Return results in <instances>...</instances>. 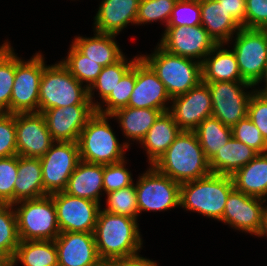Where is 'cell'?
Here are the masks:
<instances>
[{"instance_id":"6da1fadb","label":"cell","mask_w":267,"mask_h":266,"mask_svg":"<svg viewBox=\"0 0 267 266\" xmlns=\"http://www.w3.org/2000/svg\"><path fill=\"white\" fill-rule=\"evenodd\" d=\"M138 219L104 211L97 216L95 243L101 259L119 260L136 255L143 247Z\"/></svg>"},{"instance_id":"7a4b0ae2","label":"cell","mask_w":267,"mask_h":266,"mask_svg":"<svg viewBox=\"0 0 267 266\" xmlns=\"http://www.w3.org/2000/svg\"><path fill=\"white\" fill-rule=\"evenodd\" d=\"M152 166L179 184L200 179L211 173L209 161L194 131H181Z\"/></svg>"},{"instance_id":"3957f363","label":"cell","mask_w":267,"mask_h":266,"mask_svg":"<svg viewBox=\"0 0 267 266\" xmlns=\"http://www.w3.org/2000/svg\"><path fill=\"white\" fill-rule=\"evenodd\" d=\"M233 190L231 176L210 173L180 184V207L220 222L228 196Z\"/></svg>"},{"instance_id":"277c9868","label":"cell","mask_w":267,"mask_h":266,"mask_svg":"<svg viewBox=\"0 0 267 266\" xmlns=\"http://www.w3.org/2000/svg\"><path fill=\"white\" fill-rule=\"evenodd\" d=\"M108 119L113 117L95 112L80 132L78 146L81 161L108 165L126 159L129 147L125 142H119Z\"/></svg>"},{"instance_id":"5b68a950","label":"cell","mask_w":267,"mask_h":266,"mask_svg":"<svg viewBox=\"0 0 267 266\" xmlns=\"http://www.w3.org/2000/svg\"><path fill=\"white\" fill-rule=\"evenodd\" d=\"M140 57L153 69L172 98L185 94L202 81V63L167 52L158 44Z\"/></svg>"},{"instance_id":"8992f818","label":"cell","mask_w":267,"mask_h":266,"mask_svg":"<svg viewBox=\"0 0 267 266\" xmlns=\"http://www.w3.org/2000/svg\"><path fill=\"white\" fill-rule=\"evenodd\" d=\"M76 104H92L88 88L61 61L51 66L46 65L40 81L38 112Z\"/></svg>"},{"instance_id":"52a82bcc","label":"cell","mask_w":267,"mask_h":266,"mask_svg":"<svg viewBox=\"0 0 267 266\" xmlns=\"http://www.w3.org/2000/svg\"><path fill=\"white\" fill-rule=\"evenodd\" d=\"M20 241L55 240L59 234L56 207L51 195L12 204Z\"/></svg>"},{"instance_id":"ba28073f","label":"cell","mask_w":267,"mask_h":266,"mask_svg":"<svg viewBox=\"0 0 267 266\" xmlns=\"http://www.w3.org/2000/svg\"><path fill=\"white\" fill-rule=\"evenodd\" d=\"M46 62L40 51L33 54L28 61L15 53V79L10 98V113L38 112L40 81Z\"/></svg>"},{"instance_id":"9c48e42d","label":"cell","mask_w":267,"mask_h":266,"mask_svg":"<svg viewBox=\"0 0 267 266\" xmlns=\"http://www.w3.org/2000/svg\"><path fill=\"white\" fill-rule=\"evenodd\" d=\"M139 216L142 211H167L180 206V184L152 165L135 184Z\"/></svg>"},{"instance_id":"30bf717a","label":"cell","mask_w":267,"mask_h":266,"mask_svg":"<svg viewBox=\"0 0 267 266\" xmlns=\"http://www.w3.org/2000/svg\"><path fill=\"white\" fill-rule=\"evenodd\" d=\"M230 41L242 79L254 86L267 65V29L242 27Z\"/></svg>"},{"instance_id":"8fae6325","label":"cell","mask_w":267,"mask_h":266,"mask_svg":"<svg viewBox=\"0 0 267 266\" xmlns=\"http://www.w3.org/2000/svg\"><path fill=\"white\" fill-rule=\"evenodd\" d=\"M40 160L43 196L63 192L80 161L78 142L55 141Z\"/></svg>"},{"instance_id":"7c38bea8","label":"cell","mask_w":267,"mask_h":266,"mask_svg":"<svg viewBox=\"0 0 267 266\" xmlns=\"http://www.w3.org/2000/svg\"><path fill=\"white\" fill-rule=\"evenodd\" d=\"M205 83L211 95L212 116L231 128L247 116L248 102L254 92L253 85L246 81ZM249 88L253 90H248Z\"/></svg>"},{"instance_id":"4fadbf2b","label":"cell","mask_w":267,"mask_h":266,"mask_svg":"<svg viewBox=\"0 0 267 266\" xmlns=\"http://www.w3.org/2000/svg\"><path fill=\"white\" fill-rule=\"evenodd\" d=\"M266 201L234 189L228 196L221 222L257 237L267 217Z\"/></svg>"},{"instance_id":"5bb4252c","label":"cell","mask_w":267,"mask_h":266,"mask_svg":"<svg viewBox=\"0 0 267 266\" xmlns=\"http://www.w3.org/2000/svg\"><path fill=\"white\" fill-rule=\"evenodd\" d=\"M56 207L60 232L94 233L101 205L65 191L51 194Z\"/></svg>"},{"instance_id":"9a60e30c","label":"cell","mask_w":267,"mask_h":266,"mask_svg":"<svg viewBox=\"0 0 267 266\" xmlns=\"http://www.w3.org/2000/svg\"><path fill=\"white\" fill-rule=\"evenodd\" d=\"M157 44L169 53L200 63L217 45L202 25L166 27Z\"/></svg>"},{"instance_id":"2e32d148","label":"cell","mask_w":267,"mask_h":266,"mask_svg":"<svg viewBox=\"0 0 267 266\" xmlns=\"http://www.w3.org/2000/svg\"><path fill=\"white\" fill-rule=\"evenodd\" d=\"M168 112L182 131H194L212 116V100L207 83L201 81L185 94L171 99Z\"/></svg>"},{"instance_id":"e0dca14e","label":"cell","mask_w":267,"mask_h":266,"mask_svg":"<svg viewBox=\"0 0 267 266\" xmlns=\"http://www.w3.org/2000/svg\"><path fill=\"white\" fill-rule=\"evenodd\" d=\"M15 127L19 156L40 158L55 142L41 112L16 113Z\"/></svg>"},{"instance_id":"ac0fdd59","label":"cell","mask_w":267,"mask_h":266,"mask_svg":"<svg viewBox=\"0 0 267 266\" xmlns=\"http://www.w3.org/2000/svg\"><path fill=\"white\" fill-rule=\"evenodd\" d=\"M92 104L56 107L42 112L54 141L78 142L80 132L95 114Z\"/></svg>"},{"instance_id":"d6986e66","label":"cell","mask_w":267,"mask_h":266,"mask_svg":"<svg viewBox=\"0 0 267 266\" xmlns=\"http://www.w3.org/2000/svg\"><path fill=\"white\" fill-rule=\"evenodd\" d=\"M171 97L153 69L140 57L136 61V83L129 98V107L151 108L167 112Z\"/></svg>"},{"instance_id":"ffe728a7","label":"cell","mask_w":267,"mask_h":266,"mask_svg":"<svg viewBox=\"0 0 267 266\" xmlns=\"http://www.w3.org/2000/svg\"><path fill=\"white\" fill-rule=\"evenodd\" d=\"M54 242L58 266H91L101 259L94 233L60 232Z\"/></svg>"},{"instance_id":"44dd1931","label":"cell","mask_w":267,"mask_h":266,"mask_svg":"<svg viewBox=\"0 0 267 266\" xmlns=\"http://www.w3.org/2000/svg\"><path fill=\"white\" fill-rule=\"evenodd\" d=\"M140 0H102L96 16L93 31L117 35L128 27L136 25Z\"/></svg>"},{"instance_id":"7402d4cb","label":"cell","mask_w":267,"mask_h":266,"mask_svg":"<svg viewBox=\"0 0 267 266\" xmlns=\"http://www.w3.org/2000/svg\"><path fill=\"white\" fill-rule=\"evenodd\" d=\"M201 25L216 44H227L242 26L218 0H200Z\"/></svg>"},{"instance_id":"603a6c76","label":"cell","mask_w":267,"mask_h":266,"mask_svg":"<svg viewBox=\"0 0 267 266\" xmlns=\"http://www.w3.org/2000/svg\"><path fill=\"white\" fill-rule=\"evenodd\" d=\"M104 165L79 161L71 174L65 192L67 194L86 198L101 205Z\"/></svg>"},{"instance_id":"cb8c5ba5","label":"cell","mask_w":267,"mask_h":266,"mask_svg":"<svg viewBox=\"0 0 267 266\" xmlns=\"http://www.w3.org/2000/svg\"><path fill=\"white\" fill-rule=\"evenodd\" d=\"M181 131L168 111L159 115L139 143L146 151L149 165H153L166 152Z\"/></svg>"},{"instance_id":"d4e9b609","label":"cell","mask_w":267,"mask_h":266,"mask_svg":"<svg viewBox=\"0 0 267 266\" xmlns=\"http://www.w3.org/2000/svg\"><path fill=\"white\" fill-rule=\"evenodd\" d=\"M226 44H217L202 62V81L242 82L239 66L232 49H225Z\"/></svg>"},{"instance_id":"484cf974","label":"cell","mask_w":267,"mask_h":266,"mask_svg":"<svg viewBox=\"0 0 267 266\" xmlns=\"http://www.w3.org/2000/svg\"><path fill=\"white\" fill-rule=\"evenodd\" d=\"M93 37L75 36L72 44L89 59L101 66H109L119 61L124 53L120 49L116 35L93 31Z\"/></svg>"},{"instance_id":"4316f807","label":"cell","mask_w":267,"mask_h":266,"mask_svg":"<svg viewBox=\"0 0 267 266\" xmlns=\"http://www.w3.org/2000/svg\"><path fill=\"white\" fill-rule=\"evenodd\" d=\"M161 113V110L127 106L116 110L111 116L118 121L124 137L128 139L125 144L130 148V140L140 143Z\"/></svg>"},{"instance_id":"83f0119b","label":"cell","mask_w":267,"mask_h":266,"mask_svg":"<svg viewBox=\"0 0 267 266\" xmlns=\"http://www.w3.org/2000/svg\"><path fill=\"white\" fill-rule=\"evenodd\" d=\"M234 189L246 195L267 199V153L258 154L231 176Z\"/></svg>"},{"instance_id":"f1b7e54d","label":"cell","mask_w":267,"mask_h":266,"mask_svg":"<svg viewBox=\"0 0 267 266\" xmlns=\"http://www.w3.org/2000/svg\"><path fill=\"white\" fill-rule=\"evenodd\" d=\"M258 153L233 136L218 153L209 160L211 173L232 176L254 159Z\"/></svg>"},{"instance_id":"f546056e","label":"cell","mask_w":267,"mask_h":266,"mask_svg":"<svg viewBox=\"0 0 267 266\" xmlns=\"http://www.w3.org/2000/svg\"><path fill=\"white\" fill-rule=\"evenodd\" d=\"M43 197V179L40 158L18 155V177L14 184V203Z\"/></svg>"},{"instance_id":"4dcf8cb0","label":"cell","mask_w":267,"mask_h":266,"mask_svg":"<svg viewBox=\"0 0 267 266\" xmlns=\"http://www.w3.org/2000/svg\"><path fill=\"white\" fill-rule=\"evenodd\" d=\"M58 266L54 240L20 241L13 256V266Z\"/></svg>"},{"instance_id":"1f68e13d","label":"cell","mask_w":267,"mask_h":266,"mask_svg":"<svg viewBox=\"0 0 267 266\" xmlns=\"http://www.w3.org/2000/svg\"><path fill=\"white\" fill-rule=\"evenodd\" d=\"M208 161L232 137V129L214 116L204 119L194 130Z\"/></svg>"},{"instance_id":"d6a6232c","label":"cell","mask_w":267,"mask_h":266,"mask_svg":"<svg viewBox=\"0 0 267 266\" xmlns=\"http://www.w3.org/2000/svg\"><path fill=\"white\" fill-rule=\"evenodd\" d=\"M139 58V54L131 58L130 60L127 59V57L124 55L115 64L103 67L101 73L98 75L93 84L88 88L89 100L95 108L98 106V101L96 102L94 100V92H98L99 98H101L99 101L102 100L101 102H103L115 88L117 83L121 80L123 75L134 65V63Z\"/></svg>"},{"instance_id":"836d02e7","label":"cell","mask_w":267,"mask_h":266,"mask_svg":"<svg viewBox=\"0 0 267 266\" xmlns=\"http://www.w3.org/2000/svg\"><path fill=\"white\" fill-rule=\"evenodd\" d=\"M5 41L0 45V112L10 113V98L15 79V49L8 39Z\"/></svg>"},{"instance_id":"e575fe53","label":"cell","mask_w":267,"mask_h":266,"mask_svg":"<svg viewBox=\"0 0 267 266\" xmlns=\"http://www.w3.org/2000/svg\"><path fill=\"white\" fill-rule=\"evenodd\" d=\"M61 63L87 88L93 84L103 69V66L83 55L73 44L70 45L68 55L61 60Z\"/></svg>"},{"instance_id":"d590c367","label":"cell","mask_w":267,"mask_h":266,"mask_svg":"<svg viewBox=\"0 0 267 266\" xmlns=\"http://www.w3.org/2000/svg\"><path fill=\"white\" fill-rule=\"evenodd\" d=\"M135 83H136V62L123 75V77L117 83V85L109 94V96L103 102H98V106L96 107V112L103 115H111L116 110L123 107H127Z\"/></svg>"},{"instance_id":"8d00e7d4","label":"cell","mask_w":267,"mask_h":266,"mask_svg":"<svg viewBox=\"0 0 267 266\" xmlns=\"http://www.w3.org/2000/svg\"><path fill=\"white\" fill-rule=\"evenodd\" d=\"M19 244L15 209L12 204L0 203V252L14 256Z\"/></svg>"},{"instance_id":"74e56055","label":"cell","mask_w":267,"mask_h":266,"mask_svg":"<svg viewBox=\"0 0 267 266\" xmlns=\"http://www.w3.org/2000/svg\"><path fill=\"white\" fill-rule=\"evenodd\" d=\"M106 208L104 211L109 213L127 216L133 219H139L136 187L132 185L111 191L106 194Z\"/></svg>"},{"instance_id":"f35d334b","label":"cell","mask_w":267,"mask_h":266,"mask_svg":"<svg viewBox=\"0 0 267 266\" xmlns=\"http://www.w3.org/2000/svg\"><path fill=\"white\" fill-rule=\"evenodd\" d=\"M177 0H140L136 25L159 21L168 25L172 10Z\"/></svg>"},{"instance_id":"ab89813d","label":"cell","mask_w":267,"mask_h":266,"mask_svg":"<svg viewBox=\"0 0 267 266\" xmlns=\"http://www.w3.org/2000/svg\"><path fill=\"white\" fill-rule=\"evenodd\" d=\"M201 25L200 0H177L167 27Z\"/></svg>"},{"instance_id":"60d3db41","label":"cell","mask_w":267,"mask_h":266,"mask_svg":"<svg viewBox=\"0 0 267 266\" xmlns=\"http://www.w3.org/2000/svg\"><path fill=\"white\" fill-rule=\"evenodd\" d=\"M231 129L235 139L254 149L258 154L267 153L266 140L248 116L239 120Z\"/></svg>"},{"instance_id":"b9f144b4","label":"cell","mask_w":267,"mask_h":266,"mask_svg":"<svg viewBox=\"0 0 267 266\" xmlns=\"http://www.w3.org/2000/svg\"><path fill=\"white\" fill-rule=\"evenodd\" d=\"M18 177V155L0 158V203H14V184Z\"/></svg>"},{"instance_id":"7bdbcfd3","label":"cell","mask_w":267,"mask_h":266,"mask_svg":"<svg viewBox=\"0 0 267 266\" xmlns=\"http://www.w3.org/2000/svg\"><path fill=\"white\" fill-rule=\"evenodd\" d=\"M127 160L104 165L103 188L105 194L128 187L134 183L131 171L126 167Z\"/></svg>"},{"instance_id":"ee69618b","label":"cell","mask_w":267,"mask_h":266,"mask_svg":"<svg viewBox=\"0 0 267 266\" xmlns=\"http://www.w3.org/2000/svg\"><path fill=\"white\" fill-rule=\"evenodd\" d=\"M17 155L15 114L0 112V158Z\"/></svg>"},{"instance_id":"f6af8a7d","label":"cell","mask_w":267,"mask_h":266,"mask_svg":"<svg viewBox=\"0 0 267 266\" xmlns=\"http://www.w3.org/2000/svg\"><path fill=\"white\" fill-rule=\"evenodd\" d=\"M247 116L267 142V97L254 91L248 102Z\"/></svg>"},{"instance_id":"bcb514c9","label":"cell","mask_w":267,"mask_h":266,"mask_svg":"<svg viewBox=\"0 0 267 266\" xmlns=\"http://www.w3.org/2000/svg\"><path fill=\"white\" fill-rule=\"evenodd\" d=\"M245 28L267 29V0H245Z\"/></svg>"},{"instance_id":"7dc6e473","label":"cell","mask_w":267,"mask_h":266,"mask_svg":"<svg viewBox=\"0 0 267 266\" xmlns=\"http://www.w3.org/2000/svg\"><path fill=\"white\" fill-rule=\"evenodd\" d=\"M227 12L245 28L246 3L245 0H218Z\"/></svg>"},{"instance_id":"c3c4849f","label":"cell","mask_w":267,"mask_h":266,"mask_svg":"<svg viewBox=\"0 0 267 266\" xmlns=\"http://www.w3.org/2000/svg\"><path fill=\"white\" fill-rule=\"evenodd\" d=\"M156 261L142 257L139 253L126 257L124 259L116 260V266H158Z\"/></svg>"},{"instance_id":"681fc988","label":"cell","mask_w":267,"mask_h":266,"mask_svg":"<svg viewBox=\"0 0 267 266\" xmlns=\"http://www.w3.org/2000/svg\"><path fill=\"white\" fill-rule=\"evenodd\" d=\"M262 82H264V85L262 86V87H264V88H261V87H257L256 88V86H258L259 85V83H260V85H261V83ZM261 88V89H260ZM254 91L257 93V94H259V95H262V96H264V97H267V65H266V67H265V69H264V71H263V74H262V76H261V78L258 80V82L254 85Z\"/></svg>"},{"instance_id":"f907efd6","label":"cell","mask_w":267,"mask_h":266,"mask_svg":"<svg viewBox=\"0 0 267 266\" xmlns=\"http://www.w3.org/2000/svg\"><path fill=\"white\" fill-rule=\"evenodd\" d=\"M0 266H13V256L0 252Z\"/></svg>"},{"instance_id":"816d5d0a","label":"cell","mask_w":267,"mask_h":266,"mask_svg":"<svg viewBox=\"0 0 267 266\" xmlns=\"http://www.w3.org/2000/svg\"><path fill=\"white\" fill-rule=\"evenodd\" d=\"M91 266H116V261L100 259L97 263Z\"/></svg>"},{"instance_id":"f5cc1de1","label":"cell","mask_w":267,"mask_h":266,"mask_svg":"<svg viewBox=\"0 0 267 266\" xmlns=\"http://www.w3.org/2000/svg\"><path fill=\"white\" fill-rule=\"evenodd\" d=\"M267 238V217L264 220V223L262 224L261 231L259 235L257 236L258 238L265 237Z\"/></svg>"}]
</instances>
